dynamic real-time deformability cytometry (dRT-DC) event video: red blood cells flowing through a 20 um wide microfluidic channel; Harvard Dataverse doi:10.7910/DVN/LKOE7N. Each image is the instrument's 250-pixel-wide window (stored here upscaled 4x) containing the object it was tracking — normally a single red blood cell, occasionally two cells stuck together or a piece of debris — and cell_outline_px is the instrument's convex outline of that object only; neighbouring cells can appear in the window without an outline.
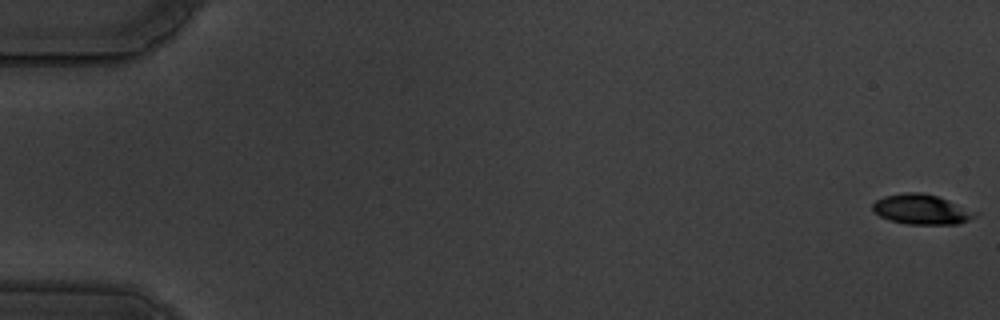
{"species": "common noctule bat (a hibernating species)", "species_latin": "Nyctalus noctula", "temperature_condition": "warm", "stored_images_in_passage": 59, "camera_frame_rate_fps": 3000, "um_per_image_px": 0.085, "animal": {"sex": "male", "body_mass_g": 19.5, "forearm_length_mm": 54.6}, "frame": {"image": 1, "passage_image": 1, "time_ms": 0.0, "image_size_px": [1000, 320], "cell_outline_px": [[980, 212], [976, 216], [968, 220], [956, 224], [908, 224], [888, 220], [880, 216], [872, 208], [872, 204], [876, 200], [884, 196], [904, 192], [920, 192], [936, 196], [948, 200]], "centroid_in_image_um": [78.34, 17.79], "position_along_channel_um": 6.7, "area_um2": 17.92}}
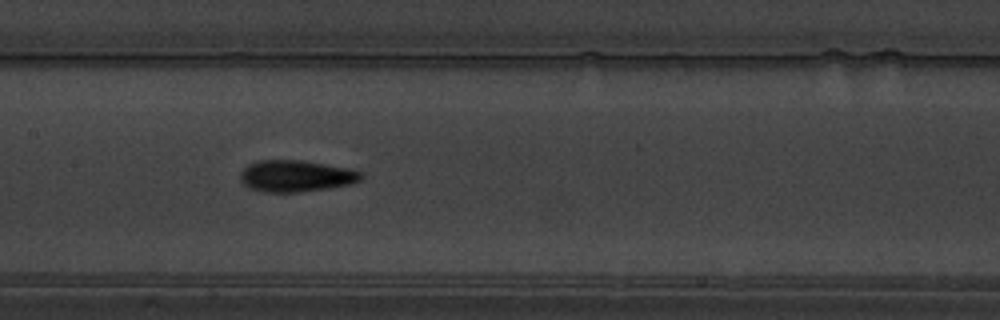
{"frame": {"image": 2, "passage_image": 30, "time_ms": 9.667, "image_size_px": [1000, 320], "cell_outline_px": [[364, 176], [360, 180], [352, 184], [328, 188], [296, 192], [264, 192], [248, 188], [240, 180], [240, 172], [248, 164], [260, 160], [304, 160], [348, 168], [360, 172]], "centroid_in_image_um": [25.14, 14.96], "position_along_channel_um": 182.3, "area_um2": 22.31}}
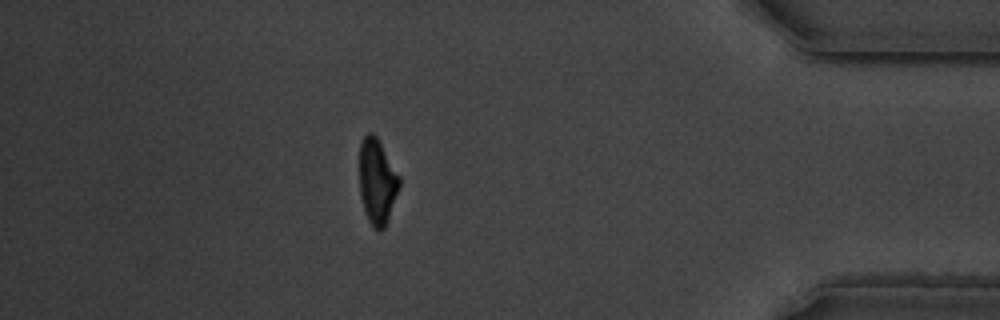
{"frame": {"image": 3, "passage_image": 52, "time_ms": 17.0, "image_size_px": [1000, 320], "cell_outline_px": [[400, 188], [388, 220], [384, 228], [380, 232], [368, 220], [360, 196], [360, 144], [364, 136], [368, 132], [372, 132], [376, 136], [400, 176]], "centroid_in_image_um": [32.07, 15.43], "position_along_channel_um": 403.1, "area_um2": 19.77}, "authors_computed_cell_mechanics": {"area_um2": 20.5768, "velocity_mm_per_s": 3.5365, "shape_relaxation_time_tau1_ms": 4.3197, "shape_relaxation_time_tau2_ms": 3.0323, "deformation_change_tau1": 0.1709, "deformation_change_tau2": 0.1064}}